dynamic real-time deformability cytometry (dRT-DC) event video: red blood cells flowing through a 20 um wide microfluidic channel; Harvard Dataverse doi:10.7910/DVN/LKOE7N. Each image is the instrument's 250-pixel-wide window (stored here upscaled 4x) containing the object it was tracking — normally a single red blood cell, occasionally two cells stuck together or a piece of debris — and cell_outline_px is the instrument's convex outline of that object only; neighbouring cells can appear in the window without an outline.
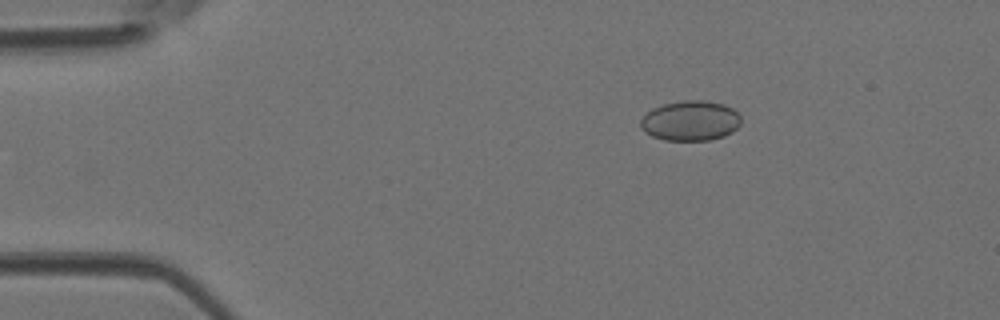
{"species": "Egyptian fruit bat (a non-hibernating species)", "species_latin": "Rousettus aegyptiacus", "temperature_condition": "room temperature", "stored_images_in_passage": 43, "camera_frame_rate_fps": 3000, "um_per_image_px": 0.085, "animal": {"sex": "female"}, "frame": {"image": 1, "passage_image": 5, "time_ms": 1.333, "image_size_px": [1000, 320], "cell_outline_px": [[740, 124], [732, 132], [724, 136], [712, 140], [664, 140], [652, 136], [644, 132], [640, 128], [640, 120], [652, 108], [664, 104], [684, 100], [704, 100], [724, 104], [732, 108], [740, 116]], "centroid_in_image_um": [58.68, 10.27], "position_along_channel_um": 26.3, "area_um2": 23.52}}
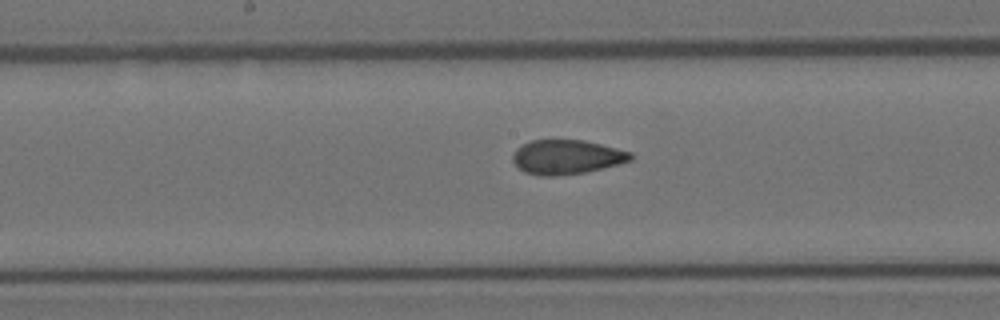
{"frame": {"image": 2, "passage_image": 21, "time_ms": 6.667, "image_size_px": [1000, 320], "cell_outline_px": [[632, 160], [584, 172], [556, 176], [540, 176], [524, 172], [512, 160], [512, 156], [516, 148], [532, 140], [584, 140], [632, 152]], "centroid_in_image_um": [48.14, 13.34], "position_along_channel_um": 200.1, "area_um2": 23.35}}
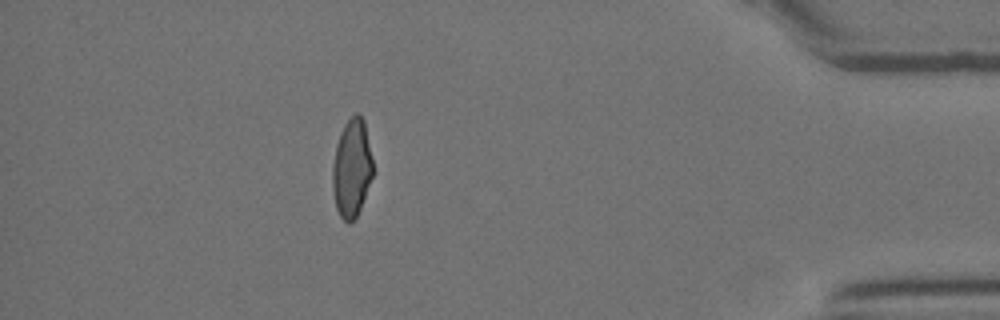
{"frame": {"image": 3, "passage_image": 38, "time_ms": 12.333, "image_size_px": [1000, 320], "cell_outline_px": [[372, 176], [360, 208], [356, 216], [348, 224], [340, 216], [336, 208], [332, 184], [332, 168], [336, 144], [340, 132], [344, 124], [356, 112], [364, 120], [372, 160]], "centroid_in_image_um": [29.88, 14.28], "position_along_channel_um": 405.3, "area_um2": 22.77}}